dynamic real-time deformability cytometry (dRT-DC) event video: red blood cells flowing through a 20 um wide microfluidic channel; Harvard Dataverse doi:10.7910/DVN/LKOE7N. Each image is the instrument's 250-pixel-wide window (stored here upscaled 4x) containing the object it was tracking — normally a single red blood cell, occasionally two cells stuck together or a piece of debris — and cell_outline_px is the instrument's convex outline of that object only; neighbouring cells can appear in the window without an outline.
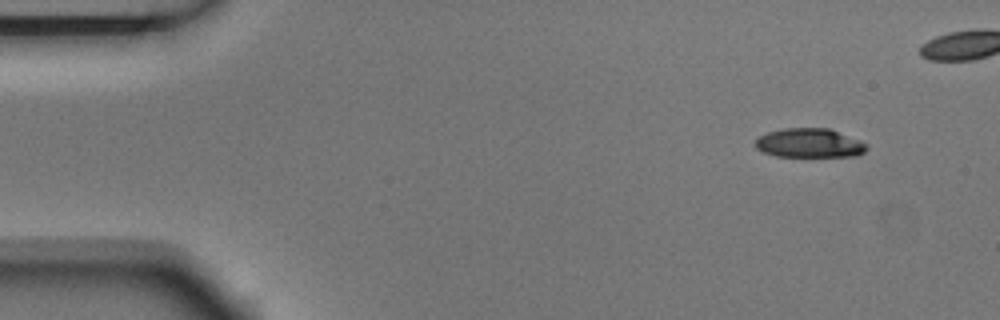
{"species": "Egyptian fruit bat (a non-hibernating species)", "species_latin": "Rousettus aegyptiacus", "temperature_condition": "room temperature", "stored_images_in_passage": 5, "camera_frame_rate_fps": 3000, "um_per_image_px": 0.085, "animal": {"sex": "male"}, "frame": {"image": 1, "passage_image": 1, "time_ms": 0.0, "image_size_px": [1000, 320], "cell_outline_px": [[868, 148], [864, 152], [856, 156], [776, 156], [764, 152], [756, 148], [756, 140], [760, 136], [768, 132], [784, 128], [828, 128], [860, 140], [868, 144]], "centroid_in_image_um": [68.83, 12.16], "position_along_channel_um": 16.2, "area_um2": 18.79}}